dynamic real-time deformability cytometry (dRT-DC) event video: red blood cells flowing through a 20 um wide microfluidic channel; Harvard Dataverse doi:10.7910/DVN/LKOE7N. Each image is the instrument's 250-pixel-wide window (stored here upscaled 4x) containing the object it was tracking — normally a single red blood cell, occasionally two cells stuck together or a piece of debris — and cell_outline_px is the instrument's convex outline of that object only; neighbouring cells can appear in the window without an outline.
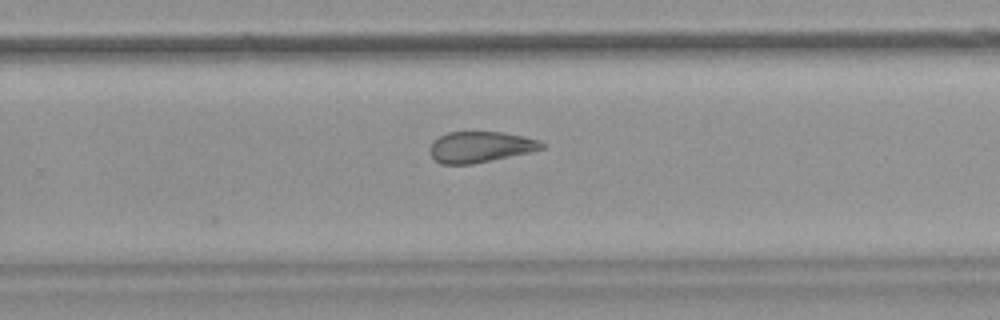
{"species": "common noctule bat (a hibernating species)", "species_latin": "Nyctalus noctula", "temperature_condition": "warm", "stored_images_in_passage": 34, "camera_frame_rate_fps": 3000, "um_per_image_px": 0.085, "animal": {"sex": "female", "body_mass_g": 18.4}, "frame": {"image": 1, "passage_image": 25, "time_ms": 8.0, "image_size_px": [1000, 320], "cell_outline_px": [[544, 148], [528, 152], [492, 160], [472, 164], [440, 164], [428, 152], [428, 148], [440, 136], [448, 132], [504, 132], [524, 136], [540, 140], [544, 144]], "centroid_in_image_um": [40.82, 12.49], "position_along_channel_um": 289.0, "area_um2": 20.06}}